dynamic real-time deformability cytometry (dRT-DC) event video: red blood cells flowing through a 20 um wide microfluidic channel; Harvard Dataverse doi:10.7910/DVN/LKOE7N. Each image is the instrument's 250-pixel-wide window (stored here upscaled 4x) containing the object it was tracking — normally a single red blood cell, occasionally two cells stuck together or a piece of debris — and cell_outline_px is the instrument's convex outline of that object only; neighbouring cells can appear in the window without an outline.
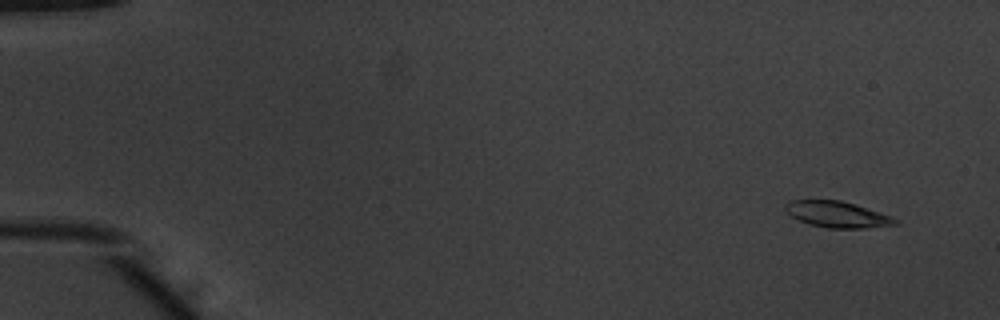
{"species": "common noctule bat (a hibernating species)", "species_latin": "Nyctalus noctula", "temperature_condition": "warm", "stored_images_in_passage": 53, "camera_frame_rate_fps": 3000, "um_per_image_px": 0.085, "animal": {"sex": "male", "body_mass_g": 20.1, "forearm_length_mm": 53.5}, "frame": {"image": 1, "passage_image": 4, "time_ms": 1.0, "image_size_px": [1000, 320], "cell_outline_px": [[900, 224], [864, 228], [828, 228], [808, 224], [792, 216], [784, 208], [784, 204], [788, 200], [840, 200], [856, 204], [892, 216], [900, 220]], "centroid_in_image_um": [71.2, 18.22], "position_along_channel_um": 13.8, "area_um2": 16.88}}
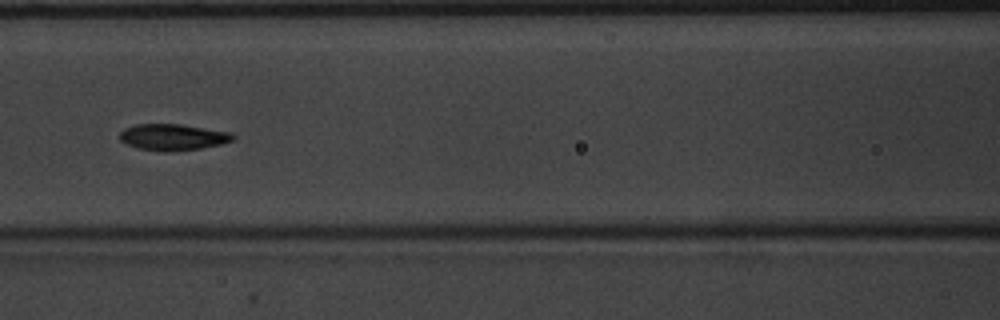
{"frame": {"image": 2, "passage_image": 25, "time_ms": 8.0, "image_size_px": [1000, 320], "cell_outline_px": [[236, 140], [220, 144], [200, 148], [140, 148], [128, 144], [120, 140], [120, 132], [124, 128], [136, 124], [180, 124], [232, 132], [236, 136]], "centroid_in_image_um": [14.76, 11.59], "position_along_channel_um": 151.8, "area_um2": 16.47}}
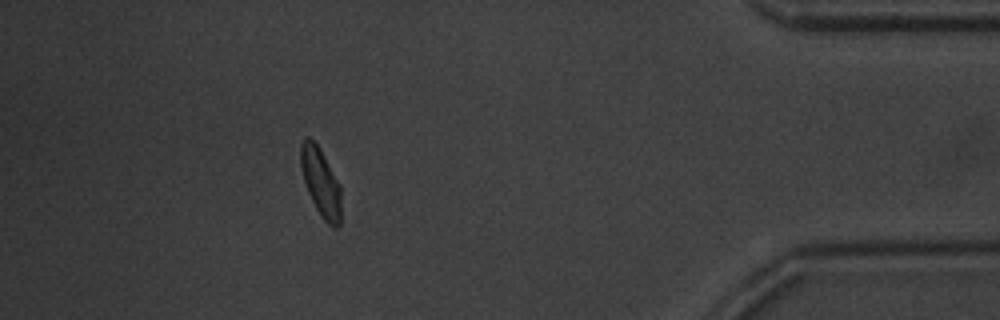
{"frame": {"image": 3, "passage_image": 48, "time_ms": 15.667, "image_size_px": [1000, 320], "cell_outline_px": [[340, 224], [336, 228], [332, 228], [320, 216], [308, 192], [304, 180], [300, 164], [300, 144], [304, 136], [308, 136], [320, 148], [340, 184]], "centroid_in_image_um": [27.25, 15.48], "position_along_channel_um": 407.9, "area_um2": 16.13}, "authors_computed_cell_mechanics": {"area_um2": 16.8198, "velocity_mm_per_s": 3.9182, "shape_relaxation_time_tau1_ms": 2.2866, "shape_relaxation_time_tau2_ms": 1.7998, "deformation_change_tau1": 0.1336, "deformation_change_tau2": 0.0676}}